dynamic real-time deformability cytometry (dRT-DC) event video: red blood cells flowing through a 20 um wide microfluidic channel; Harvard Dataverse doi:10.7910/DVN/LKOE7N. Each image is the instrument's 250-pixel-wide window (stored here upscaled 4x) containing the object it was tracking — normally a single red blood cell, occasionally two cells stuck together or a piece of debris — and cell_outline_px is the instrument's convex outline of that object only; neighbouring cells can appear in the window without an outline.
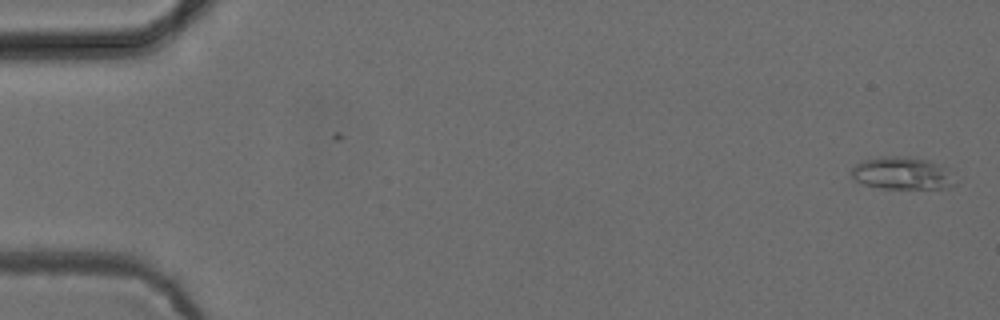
{"species": "common noctule bat (a hibernating species)", "species_latin": "Nyctalus noctula", "temperature_condition": "cold", "stored_images_in_passage": 9, "camera_frame_rate_fps": 3000, "um_per_image_px": 0.085, "animal": {"sex": "female", "body_mass_g": 24.6, "forearm_length_mm": 56.2}, "frame": {"image": 1, "passage_image": 1, "time_ms": 0.0, "image_size_px": [1000, 320], "cell_outline_px": [[956, 184], [944, 188], [880, 188], [864, 184], [856, 180], [852, 176], [852, 168], [856, 164], [864, 160], [880, 156], [900, 156], [928, 160], [936, 164]], "centroid_in_image_um": [76.56, 14.73], "position_along_channel_um": 8.4, "area_um2": 18.79}}